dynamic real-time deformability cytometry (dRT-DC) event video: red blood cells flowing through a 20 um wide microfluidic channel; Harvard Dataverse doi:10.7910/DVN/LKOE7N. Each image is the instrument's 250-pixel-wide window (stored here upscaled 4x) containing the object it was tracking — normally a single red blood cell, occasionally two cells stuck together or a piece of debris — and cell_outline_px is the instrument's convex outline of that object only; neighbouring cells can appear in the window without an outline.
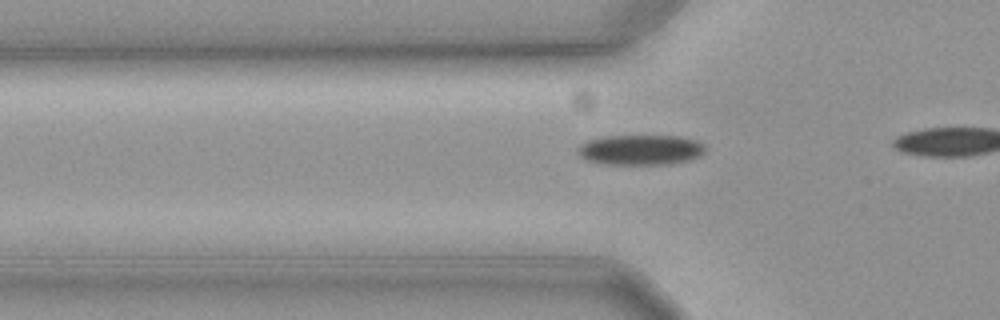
{"species": "common noctule bat (a hibernating species)", "species_latin": "Nyctalus noctula", "temperature_condition": "cold", "stored_images_in_passage": 16, "camera_frame_rate_fps": 3000, "um_per_image_px": 0.085, "animal": {"sex": "female", "body_mass_g": 19.3, "forearm_length_mm": 54.1}, "frame": {"image": 1, "passage_image": 10, "time_ms": 3.0, "image_size_px": [1000, 320], "cell_outline_px": [[708, 148], [700, 156], [688, 160], [664, 164], [608, 164], [588, 160], [580, 156], [580, 144], [588, 140], [608, 136], [680, 136], [696, 140], [704, 144]], "centroid_in_image_um": [54.52, 12.73], "position_along_channel_um": 71.3, "area_um2": 22.2}}
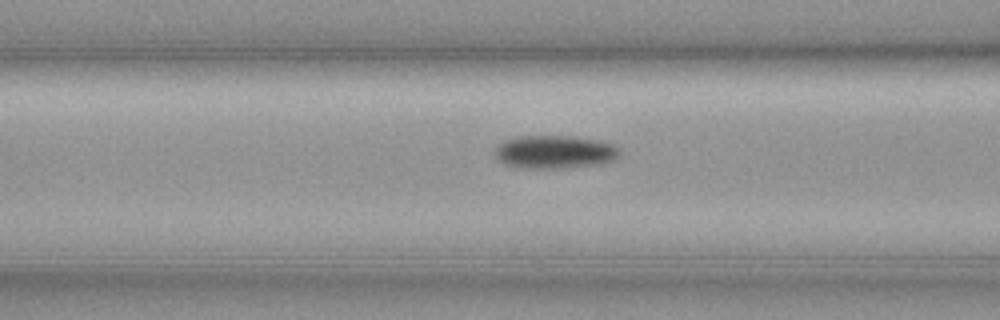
{"frame": {"image": 2, "passage_image": 14, "time_ms": 4.333, "image_size_px": [1000, 320], "cell_outline_px": [[620, 152], [612, 160], [600, 164], [560, 168], [520, 168], [504, 164], [496, 160], [492, 152], [496, 144], [504, 140], [520, 136], [576, 136], [596, 140], [612, 144], [620, 148]], "centroid_in_image_um": [47.05, 12.91], "position_along_channel_um": 119.6, "area_um2": 24.39}}